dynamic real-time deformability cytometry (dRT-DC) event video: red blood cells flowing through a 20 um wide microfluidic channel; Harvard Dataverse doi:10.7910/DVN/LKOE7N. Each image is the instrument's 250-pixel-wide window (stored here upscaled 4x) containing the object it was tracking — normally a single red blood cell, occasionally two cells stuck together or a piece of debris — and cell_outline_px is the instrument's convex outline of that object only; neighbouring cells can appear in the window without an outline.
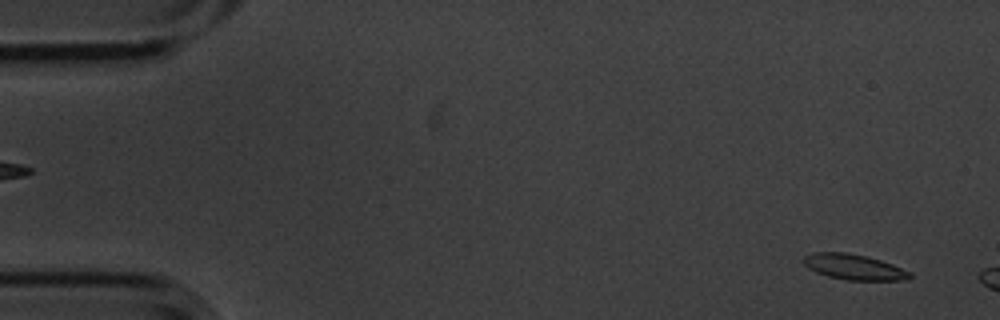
{"species": "common noctule bat (a hibernating species)", "species_latin": "Nyctalus noctula", "temperature_condition": "cold", "stored_images_in_passage": 5, "segment_of_instrument_passage": [2, 2], "camera_frame_rate_fps": 3000, "um_per_image_px": 0.085, "animal": {"sex": "male", "body_mass_g": 20.1, "forearm_length_mm": 53.5}, "frame": {"image": 1, "passage_image": 5, "time_ms": 1.333, "image_size_px": [1000, 320], "cell_outline_px": [[912, 276], [908, 280], [848, 280], [828, 276], [816, 272], [808, 268], [804, 264], [804, 256], [816, 252], [848, 252], [868, 256], [892, 264], [912, 272]], "centroid_in_image_um": [72.62, 22.69], "position_along_channel_um": 12.4, "area_um2": 15.84}}